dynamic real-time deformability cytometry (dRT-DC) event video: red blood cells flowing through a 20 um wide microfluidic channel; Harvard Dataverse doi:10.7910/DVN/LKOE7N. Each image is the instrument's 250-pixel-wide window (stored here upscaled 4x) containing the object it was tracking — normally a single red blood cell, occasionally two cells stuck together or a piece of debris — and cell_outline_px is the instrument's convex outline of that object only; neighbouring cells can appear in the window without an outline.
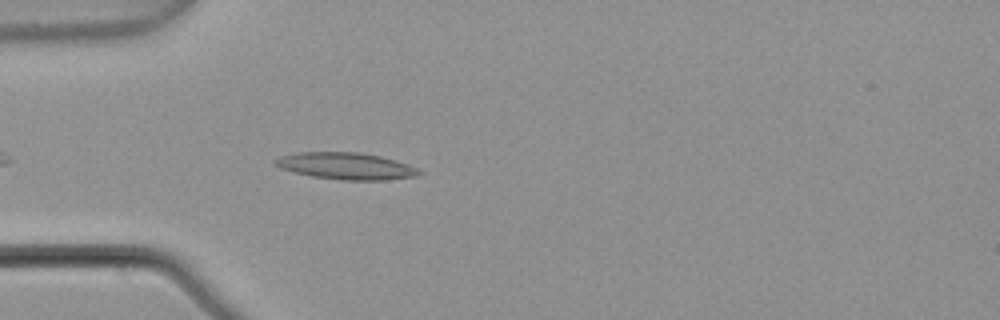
{"species": "common noctule bat (a hibernating species)", "species_latin": "Nyctalus noctula", "temperature_condition": "warm", "stored_images_in_passage": 4, "camera_frame_rate_fps": 3000, "um_per_image_px": 0.085, "animal": {"sex": "male", "body_mass_g": 21.5, "forearm_length_mm": 52.0}, "frame": {"image": 1, "passage_image": 4, "time_ms": 1.0, "image_size_px": [1000, 320], "cell_outline_px": [[420, 172], [416, 176], [384, 180], [340, 180], [312, 176], [280, 168], [272, 164], [272, 160], [280, 156], [296, 152], [360, 152], [380, 156], [408, 164], [416, 168]], "centroid_in_image_um": [29.34, 14.1], "position_along_channel_um": 55.7, "area_um2": 22.43}}